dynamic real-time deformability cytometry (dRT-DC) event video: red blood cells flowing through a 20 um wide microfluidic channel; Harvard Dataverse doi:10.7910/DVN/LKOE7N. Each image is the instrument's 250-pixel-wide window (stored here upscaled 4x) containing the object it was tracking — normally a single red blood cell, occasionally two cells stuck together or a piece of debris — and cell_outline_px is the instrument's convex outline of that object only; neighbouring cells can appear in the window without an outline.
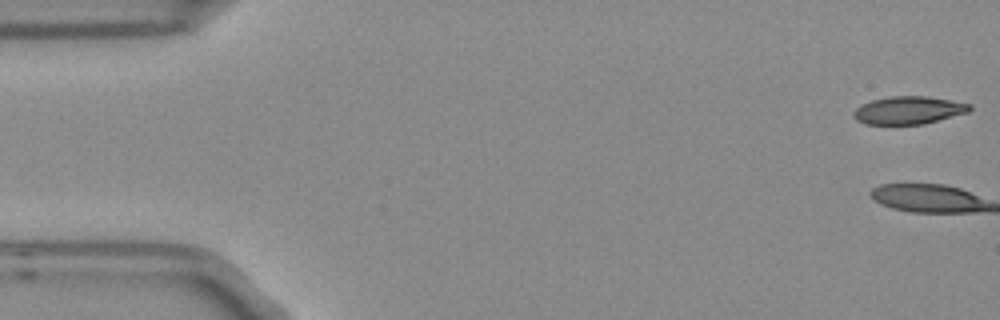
{"species": "Egyptian fruit bat (a non-hibernating species)", "species_latin": "Rousettus aegyptiacus", "temperature_condition": "room temperature", "stored_images_in_passage": 4, "camera_frame_rate_fps": 3000, "um_per_image_px": 0.085, "frame": {"image": 1, "passage_image": 1, "time_ms": 0.0, "image_size_px": [1000, 320], "cell_outline_px": [[972, 108], [968, 112], [924, 124], [864, 124], [856, 120], [852, 116], [852, 112], [860, 104], [872, 100], [892, 96], [928, 96], [952, 100], [972, 104]], "centroid_in_image_um": [77.21, 9.36], "position_along_channel_um": 7.8, "area_um2": 18.96}}